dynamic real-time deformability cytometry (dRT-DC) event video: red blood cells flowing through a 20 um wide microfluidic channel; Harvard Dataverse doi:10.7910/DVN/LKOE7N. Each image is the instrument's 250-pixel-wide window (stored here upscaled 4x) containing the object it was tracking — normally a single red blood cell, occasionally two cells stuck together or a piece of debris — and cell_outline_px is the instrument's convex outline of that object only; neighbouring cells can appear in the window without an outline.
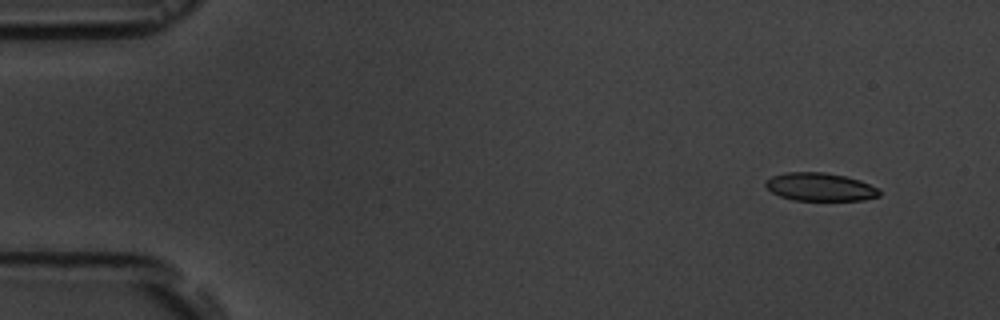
{"species": "common noctule bat (a hibernating species)", "species_latin": "Nyctalus noctula", "temperature_condition": "room temperature", "stored_images_in_passage": 16, "camera_frame_rate_fps": 3000, "um_per_image_px": 0.085, "animal": {"sex": "male", "body_mass_g": 19.5, "forearm_length_mm": 54.6}, "frame": {"image": 1, "passage_image": 1, "time_ms": 0.0, "image_size_px": [1000, 320], "cell_outline_px": [[880, 196], [864, 200], [792, 200], [780, 196], [772, 192], [764, 184], [764, 180], [772, 176], [784, 172], [824, 172], [844, 176], [860, 180], [876, 188], [880, 192]], "centroid_in_image_um": [69.66, 15.88], "position_along_channel_um": 15.3, "area_um2": 18.61}}
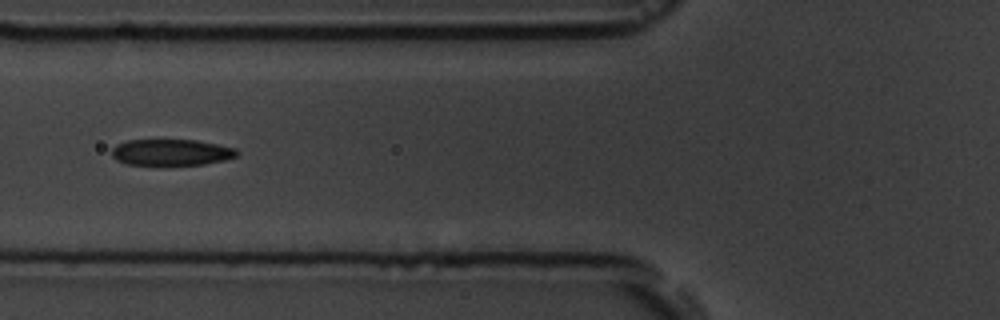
{"frame": {"image": 2, "passage_image": 6, "time_ms": 5.667, "image_size_px": [1000, 320], "cell_outline_px": [[240, 152], [236, 156], [224, 160], [204, 164], [128, 164], [116, 160], [112, 156], [112, 148], [116, 144], [128, 140], [196, 140], [236, 148]], "centroid_in_image_um": [14.56, 12.93], "position_along_channel_um": 111.2, "area_um2": 18.96}}
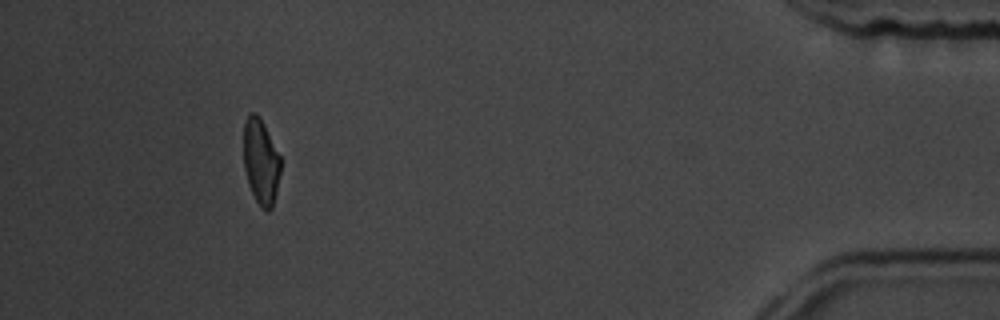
{"frame": {"image": 3, "passage_image": 15, "time_ms": 15.667, "image_size_px": [1000, 320], "cell_outline_px": [[280, 172], [276, 192], [272, 208], [268, 212], [256, 200], [248, 184], [244, 168], [244, 124], [248, 112], [256, 112], [280, 156]], "centroid_in_image_um": [22.16, 13.74], "position_along_channel_um": 413.0, "area_um2": 18.03}, "authors_computed_cell_mechanics": {"area_um2": 19.9988, "velocity_mm_per_s": 3.6536, "shape_relaxation_time_tau1_ms": 1.7572, "shape_relaxation_time_tau2_ms": 0.9636, "deformation_change_tau1": 0.1193, "deformation_change_tau2": 0.0722}}